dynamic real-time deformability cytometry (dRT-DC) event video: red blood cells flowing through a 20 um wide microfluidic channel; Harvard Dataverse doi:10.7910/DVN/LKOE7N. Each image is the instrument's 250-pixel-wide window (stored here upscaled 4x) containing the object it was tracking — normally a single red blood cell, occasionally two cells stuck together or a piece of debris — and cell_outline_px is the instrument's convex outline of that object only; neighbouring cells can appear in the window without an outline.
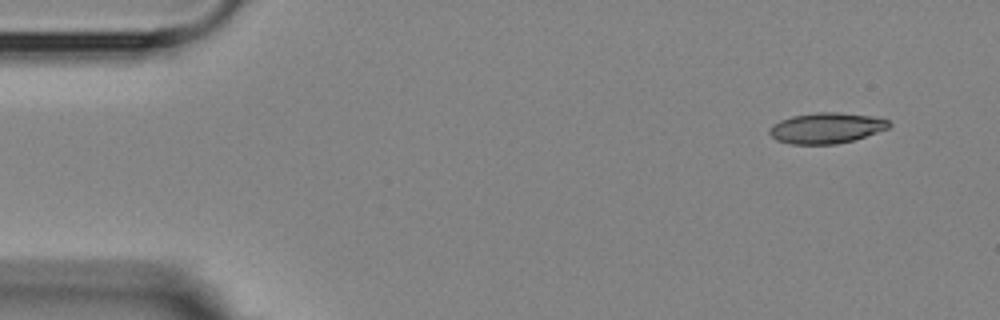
{"species": "Egyptian fruit bat (a non-hibernating species)", "species_latin": "Rousettus aegyptiacus", "temperature_condition": "room temperature", "stored_images_in_passage": 5, "camera_frame_rate_fps": 3000, "um_per_image_px": 0.085, "animal": {"sex": "female"}, "frame": {"image": 1, "passage_image": 1, "time_ms": 0.0, "image_size_px": [1000, 320], "cell_outline_px": [[892, 124], [888, 128], [852, 140], [836, 144], [792, 144], [776, 140], [768, 132], [768, 128], [772, 124], [780, 120], [792, 116], [816, 112], [836, 112], [872, 116], [888, 120]], "centroid_in_image_um": [70.19, 10.87], "position_along_channel_um": 14.8, "area_um2": 21.27}}
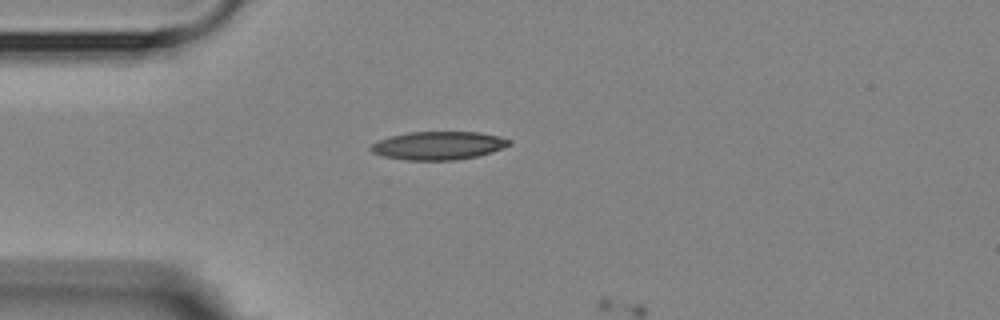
{"frame": {"image": 2, "passage_image": 4, "time_ms": 3.333, "image_size_px": [1000, 320], "cell_outline_px": [[512, 144], [492, 152], [476, 156], [456, 160], [404, 160], [384, 156], [372, 152], [368, 148], [372, 144], [380, 140], [392, 136], [412, 132], [480, 132], [500, 136], [512, 140]], "centroid_in_image_um": [37.3, 12.37], "position_along_channel_um": 47.7, "area_um2": 22.72}}